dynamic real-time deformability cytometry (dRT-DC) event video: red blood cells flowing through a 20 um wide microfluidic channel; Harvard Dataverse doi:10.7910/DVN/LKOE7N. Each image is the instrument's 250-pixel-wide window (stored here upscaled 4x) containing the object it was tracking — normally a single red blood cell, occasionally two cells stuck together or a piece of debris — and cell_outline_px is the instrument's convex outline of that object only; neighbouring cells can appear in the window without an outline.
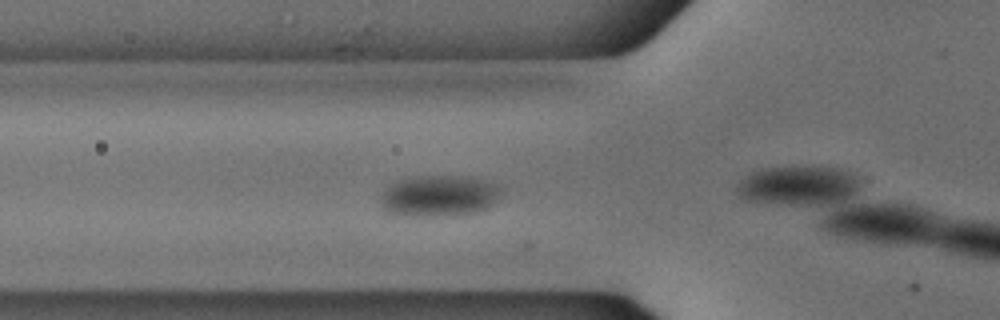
{"species": "common noctule bat (a hibernating species)", "species_latin": "Nyctalus noctula", "temperature_condition": "cold", "stored_images_in_passage": 12, "camera_frame_rate_fps": 3000, "um_per_image_px": 0.085, "animal": {"sex": "male", "body_mass_g": 18.8}, "frame": {"image": 1, "passage_image": 7, "time_ms": 2.0, "image_size_px": [1000, 320], "cell_outline_px": [[504, 196], [488, 208], [476, 212], [452, 216], [404, 216], [388, 212], [380, 208], [380, 192], [384, 188], [396, 180], [408, 176], [472, 176], [496, 184], [504, 188]], "centroid_in_image_um": [37.33, 16.64], "position_along_channel_um": 88.5, "area_um2": 30.23}}